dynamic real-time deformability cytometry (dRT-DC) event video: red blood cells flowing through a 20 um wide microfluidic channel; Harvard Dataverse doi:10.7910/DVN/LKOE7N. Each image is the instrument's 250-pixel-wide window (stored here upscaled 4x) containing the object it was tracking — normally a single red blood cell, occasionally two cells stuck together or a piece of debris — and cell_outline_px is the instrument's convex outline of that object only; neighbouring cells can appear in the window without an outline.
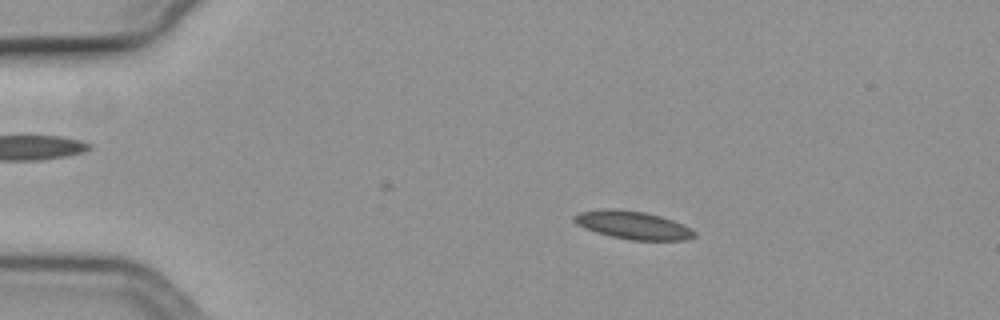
{"species": "common noctule bat (a hibernating species)", "species_latin": "Nyctalus noctula", "temperature_condition": "cold", "stored_images_in_passage": 46, "camera_frame_rate_fps": 3000, "um_per_image_px": 0.085, "animal": {"sex": "female", "body_mass_g": 19.3, "forearm_length_mm": 54.1}, "frame": {"image": 1, "passage_image": 11, "time_ms": 3.333, "image_size_px": [1000, 320], "cell_outline_px": [[696, 236], [688, 240], [632, 240], [612, 236], [596, 232], [584, 228], [576, 224], [572, 220], [572, 216], [580, 212], [612, 208], [616, 208], [644, 212], [660, 216], [672, 220], [696, 232]], "centroid_in_image_um": [53.76, 19.13], "position_along_channel_um": 31.2, "area_um2": 19.48}}
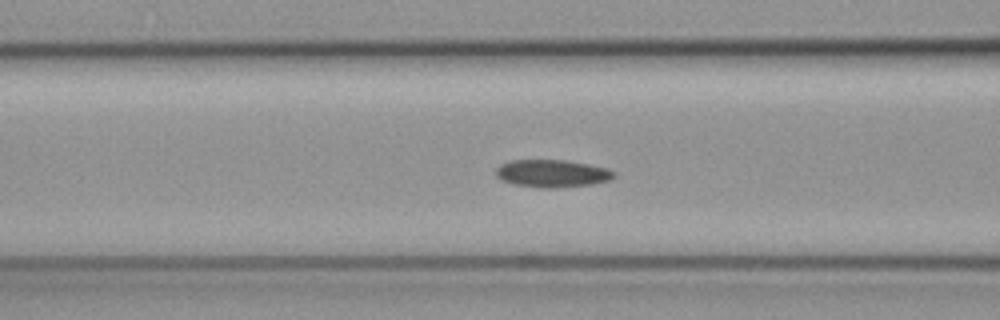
{"frame": {"image": 2, "passage_image": 23, "time_ms": 7.333, "image_size_px": [1000, 320], "cell_outline_px": [[616, 176], [608, 180], [592, 184], [556, 188], [536, 188], [512, 184], [500, 180], [496, 176], [496, 168], [500, 164], [508, 160], [564, 160], [588, 164], [608, 168], [616, 172]], "centroid_in_image_um": [46.9, 14.75], "position_along_channel_um": 119.7, "area_um2": 19.25}}
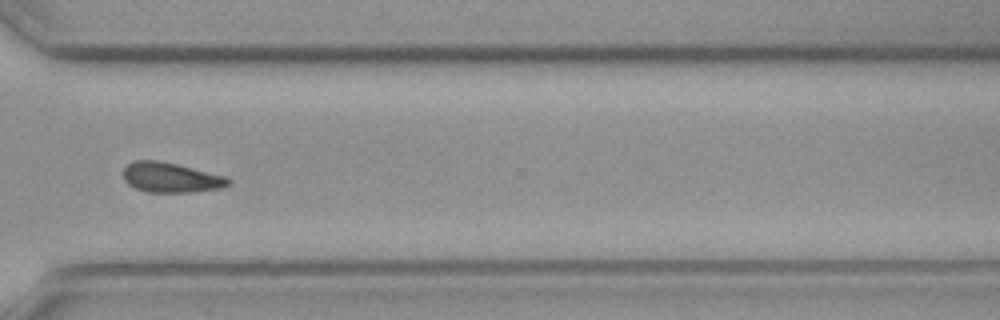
{"frame": {"image": 3, "passage_image": 42, "time_ms": 13.667, "image_size_px": [1000, 320], "cell_outline_px": [[232, 184], [220, 188], [196, 192], [148, 192], [136, 188], [128, 184], [124, 180], [124, 168], [132, 160], [156, 160], [176, 164], [228, 176], [232, 180]], "centroid_in_image_um": [14.57, 15.09], "position_along_channel_um": 356.0, "area_um2": 18.5}, "authors_computed_cell_mechanics": {"area_um2": 18.8717, "velocity_mm_per_s": 3.7279, "shape_relaxation_time_tau1_ms": null, "shape_relaxation_time_tau2_ms": 7.2212, "deformation_change_tau1": null, "deformation_change_tau2": 0.1329}}